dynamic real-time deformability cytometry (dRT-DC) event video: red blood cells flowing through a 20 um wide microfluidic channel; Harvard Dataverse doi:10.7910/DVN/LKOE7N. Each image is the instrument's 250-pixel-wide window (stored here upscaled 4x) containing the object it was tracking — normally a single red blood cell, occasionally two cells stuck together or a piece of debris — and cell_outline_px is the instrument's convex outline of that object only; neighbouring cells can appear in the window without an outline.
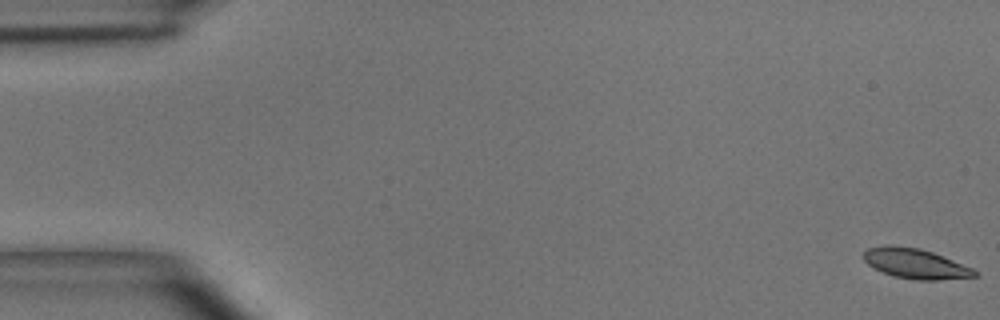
{"species": "common noctule bat (a hibernating species)", "species_latin": "Nyctalus noctula", "temperature_condition": "room temperature", "stored_images_in_passage": 53, "camera_frame_rate_fps": 3000, "um_per_image_px": 0.085, "animal": {"sex": "male", "body_mass_g": 15.6}, "frame": {"image": 1, "passage_image": 1, "time_ms": 0.0, "image_size_px": [1000, 320], "cell_outline_px": [[980, 272], [976, 276], [940, 280], [916, 280], [892, 276], [868, 264], [864, 260], [864, 252], [868, 248], [884, 244], [892, 244], [920, 248], [932, 252], [972, 268]], "centroid_in_image_um": [77.8, 22.39], "position_along_channel_um": 7.2, "area_um2": 19.42}}
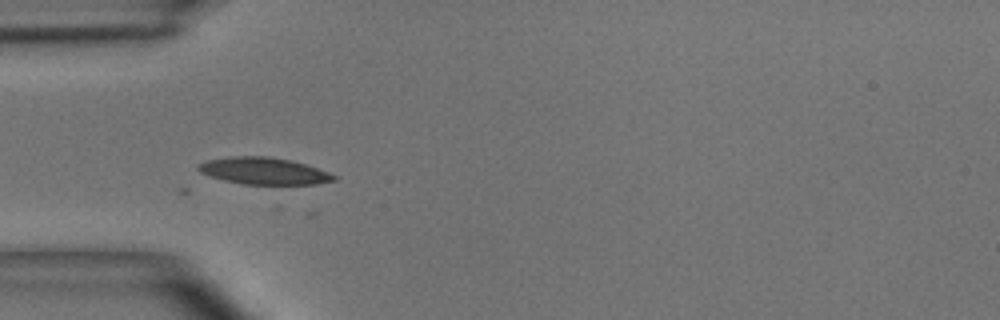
{"frame": {"image": 2, "passage_image": 16, "time_ms": 5.0, "image_size_px": [1000, 320], "cell_outline_px": [[336, 180], [316, 184], [244, 184], [224, 180], [200, 172], [196, 168], [196, 164], [208, 160], [232, 156], [268, 156], [292, 160], [328, 172], [336, 176]], "centroid_in_image_um": [22.41, 14.52], "position_along_channel_um": 62.6, "area_um2": 21.1}}
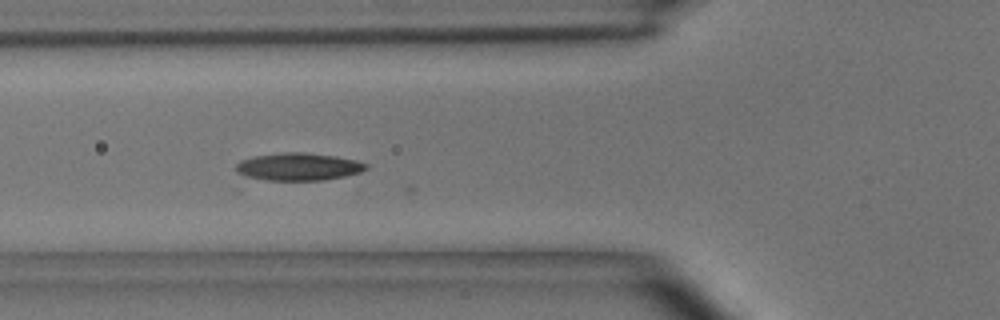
{"frame": {"image": 3, "passage_image": 19, "time_ms": 6.0, "image_size_px": [1000, 320], "cell_outline_px": [[368, 168], [360, 172], [344, 176], [324, 180], [244, 180], [236, 172], [236, 164], [240, 160], [252, 156], [284, 152], [304, 152], [336, 156], [356, 160], [368, 164]], "centroid_in_image_um": [25.26, 14.18], "position_along_channel_um": 100.5, "area_um2": 21.44}}